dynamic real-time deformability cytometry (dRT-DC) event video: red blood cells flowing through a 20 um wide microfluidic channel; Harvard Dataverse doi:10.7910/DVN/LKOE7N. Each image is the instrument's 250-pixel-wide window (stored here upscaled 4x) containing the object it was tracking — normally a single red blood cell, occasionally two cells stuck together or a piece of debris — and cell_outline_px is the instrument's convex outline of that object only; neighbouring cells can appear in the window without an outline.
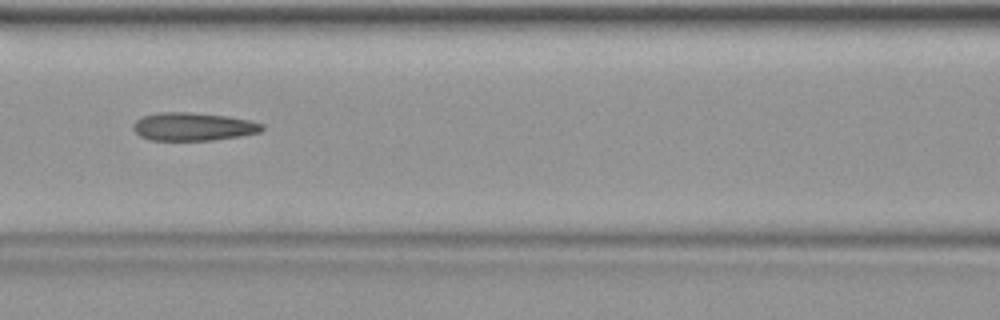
{"species": "common noctule bat (a hibernating species)", "species_latin": "Nyctalus noctula", "temperature_condition": "warm", "stored_images_in_passage": 41, "camera_frame_rate_fps": 3000, "um_per_image_px": 0.085, "animal": {"sex": "female", "body_mass_g": 19.9}, "frame": {"image": 1, "passage_image": 18, "time_ms": 5.667, "image_size_px": [1000, 320], "cell_outline_px": [[264, 128], [260, 132], [240, 136], [212, 140], [152, 140], [140, 136], [132, 128], [132, 124], [140, 116], [160, 112], [188, 112], [228, 116], [248, 120], [264, 124]], "centroid_in_image_um": [16.39, 10.76], "position_along_channel_um": 150.2, "area_um2": 21.15}}